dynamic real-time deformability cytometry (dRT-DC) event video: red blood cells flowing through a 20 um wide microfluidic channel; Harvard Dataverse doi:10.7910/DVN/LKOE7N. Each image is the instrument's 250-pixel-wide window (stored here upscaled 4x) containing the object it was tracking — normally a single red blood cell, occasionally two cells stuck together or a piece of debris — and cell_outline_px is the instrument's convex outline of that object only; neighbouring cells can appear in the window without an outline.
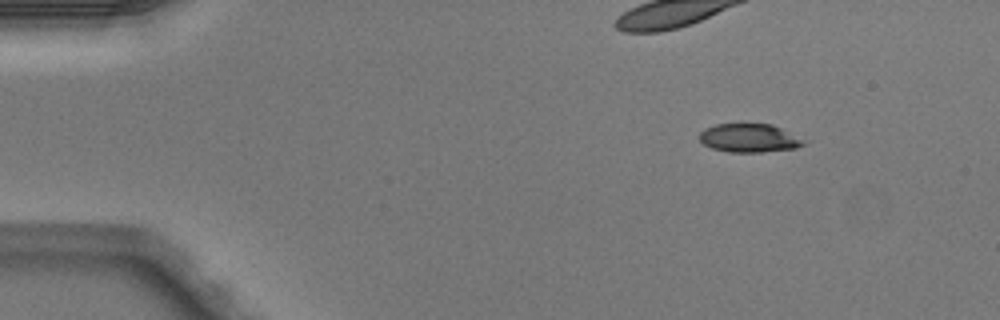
{"species": "Egyptian fruit bat (a non-hibernating species)", "species_latin": "Rousettus aegyptiacus", "temperature_condition": "warm", "stored_images_in_passage": 3, "camera_frame_rate_fps": 3000, "um_per_image_px": 0.085, "animal": {"sex": "male"}, "frame": {"image": 1, "passage_image": 1, "time_ms": 0.0, "image_size_px": [1000, 320], "cell_outline_px": [[808, 140], [804, 144], [796, 148], [760, 152], [728, 152], [712, 148], [704, 144], [700, 140], [700, 132], [704, 128], [716, 124], [740, 120], [744, 120], [772, 124]], "centroid_in_image_um": [63.69, 11.67], "position_along_channel_um": 21.3, "area_um2": 18.26}}